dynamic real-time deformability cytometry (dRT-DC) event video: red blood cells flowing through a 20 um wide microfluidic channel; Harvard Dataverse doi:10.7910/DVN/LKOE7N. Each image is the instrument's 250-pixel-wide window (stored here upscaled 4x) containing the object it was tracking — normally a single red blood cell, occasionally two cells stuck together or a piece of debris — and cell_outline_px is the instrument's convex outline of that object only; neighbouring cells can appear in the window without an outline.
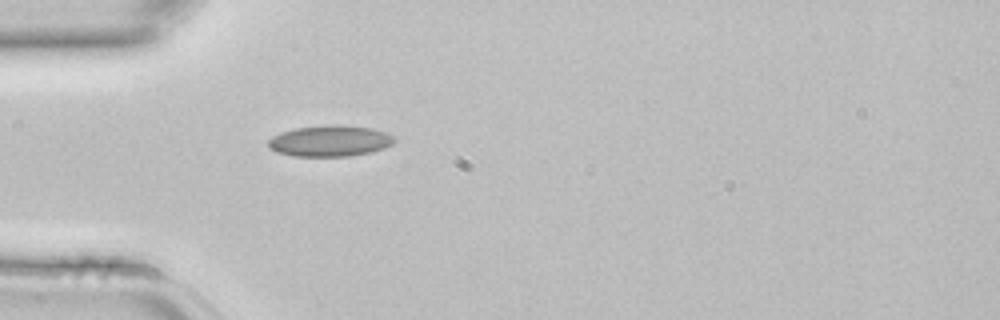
{"species": "common noctule bat (a hibernating species)", "species_latin": "Nyctalus noctula", "temperature_condition": "room temperature", "stored_images_in_passage": 1, "camera_frame_rate_fps": 3000, "um_per_image_px": 0.085, "animal": {"sex": "female", "body_mass_g": 22.7, "forearm_length_mm": 54.2}, "frame": {"image": 1, "passage_image": 1, "time_ms": 0.0, "image_size_px": [1000, 320], "cell_outline_px": [[396, 140], [392, 144], [384, 148], [372, 152], [352, 156], [292, 156], [276, 152], [268, 148], [268, 140], [272, 136], [280, 132], [296, 128], [332, 124], [372, 128], [384, 132], [392, 136]], "centroid_in_image_um": [28.02, 11.98], "position_along_channel_um": 57.0, "area_um2": 22.95}}